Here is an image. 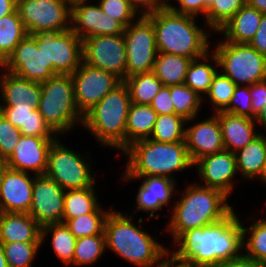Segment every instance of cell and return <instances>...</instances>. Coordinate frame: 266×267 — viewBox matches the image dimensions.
Listing matches in <instances>:
<instances>
[{
	"mask_svg": "<svg viewBox=\"0 0 266 267\" xmlns=\"http://www.w3.org/2000/svg\"><path fill=\"white\" fill-rule=\"evenodd\" d=\"M139 17L123 33L127 57L126 78L151 72L158 53L152 21L146 15Z\"/></svg>",
	"mask_w": 266,
	"mask_h": 267,
	"instance_id": "8fae6325",
	"label": "cell"
},
{
	"mask_svg": "<svg viewBox=\"0 0 266 267\" xmlns=\"http://www.w3.org/2000/svg\"><path fill=\"white\" fill-rule=\"evenodd\" d=\"M0 267H9L8 262L6 261L1 243H0Z\"/></svg>",
	"mask_w": 266,
	"mask_h": 267,
	"instance_id": "680465c9",
	"label": "cell"
},
{
	"mask_svg": "<svg viewBox=\"0 0 266 267\" xmlns=\"http://www.w3.org/2000/svg\"><path fill=\"white\" fill-rule=\"evenodd\" d=\"M250 96L252 97V119L255 120L266 102V79L250 85Z\"/></svg>",
	"mask_w": 266,
	"mask_h": 267,
	"instance_id": "681fc988",
	"label": "cell"
},
{
	"mask_svg": "<svg viewBox=\"0 0 266 267\" xmlns=\"http://www.w3.org/2000/svg\"><path fill=\"white\" fill-rule=\"evenodd\" d=\"M237 171L244 179H260L266 159V134L260 133L235 153Z\"/></svg>",
	"mask_w": 266,
	"mask_h": 267,
	"instance_id": "83f0119b",
	"label": "cell"
},
{
	"mask_svg": "<svg viewBox=\"0 0 266 267\" xmlns=\"http://www.w3.org/2000/svg\"><path fill=\"white\" fill-rule=\"evenodd\" d=\"M249 44L266 56V14L262 15L259 28Z\"/></svg>",
	"mask_w": 266,
	"mask_h": 267,
	"instance_id": "816d5d0a",
	"label": "cell"
},
{
	"mask_svg": "<svg viewBox=\"0 0 266 267\" xmlns=\"http://www.w3.org/2000/svg\"><path fill=\"white\" fill-rule=\"evenodd\" d=\"M187 122L177 114L158 115L149 139L161 143L185 141Z\"/></svg>",
	"mask_w": 266,
	"mask_h": 267,
	"instance_id": "d590c367",
	"label": "cell"
},
{
	"mask_svg": "<svg viewBox=\"0 0 266 267\" xmlns=\"http://www.w3.org/2000/svg\"><path fill=\"white\" fill-rule=\"evenodd\" d=\"M89 155L83 156L70 150L57 138L48 152L45 175L56 181L64 190L84 189L95 186Z\"/></svg>",
	"mask_w": 266,
	"mask_h": 267,
	"instance_id": "9c48e42d",
	"label": "cell"
},
{
	"mask_svg": "<svg viewBox=\"0 0 266 267\" xmlns=\"http://www.w3.org/2000/svg\"><path fill=\"white\" fill-rule=\"evenodd\" d=\"M237 85L220 71L214 76L207 93L208 100L214 108V113L224 111L231 101L234 89Z\"/></svg>",
	"mask_w": 266,
	"mask_h": 267,
	"instance_id": "7bdbcfd3",
	"label": "cell"
},
{
	"mask_svg": "<svg viewBox=\"0 0 266 267\" xmlns=\"http://www.w3.org/2000/svg\"><path fill=\"white\" fill-rule=\"evenodd\" d=\"M170 94L175 114L182 116L188 123L190 121L194 122L204 99L185 83L170 86Z\"/></svg>",
	"mask_w": 266,
	"mask_h": 267,
	"instance_id": "74e56055",
	"label": "cell"
},
{
	"mask_svg": "<svg viewBox=\"0 0 266 267\" xmlns=\"http://www.w3.org/2000/svg\"><path fill=\"white\" fill-rule=\"evenodd\" d=\"M81 1L71 6V29L83 40L91 36L123 34L125 27L105 14L100 5Z\"/></svg>",
	"mask_w": 266,
	"mask_h": 267,
	"instance_id": "e0dca14e",
	"label": "cell"
},
{
	"mask_svg": "<svg viewBox=\"0 0 266 267\" xmlns=\"http://www.w3.org/2000/svg\"><path fill=\"white\" fill-rule=\"evenodd\" d=\"M40 88L39 113L58 136L74 129L78 123L83 125L84 116L75 103L71 75H55L41 82Z\"/></svg>",
	"mask_w": 266,
	"mask_h": 267,
	"instance_id": "52a82bcc",
	"label": "cell"
},
{
	"mask_svg": "<svg viewBox=\"0 0 266 267\" xmlns=\"http://www.w3.org/2000/svg\"><path fill=\"white\" fill-rule=\"evenodd\" d=\"M242 230L243 250L246 251L243 254L266 265V219L253 218V223L246 228L242 223ZM246 235L249 237L247 238Z\"/></svg>",
	"mask_w": 266,
	"mask_h": 267,
	"instance_id": "8d00e7d4",
	"label": "cell"
},
{
	"mask_svg": "<svg viewBox=\"0 0 266 267\" xmlns=\"http://www.w3.org/2000/svg\"><path fill=\"white\" fill-rule=\"evenodd\" d=\"M98 4L105 14L119 21L125 28L138 18L129 0H100Z\"/></svg>",
	"mask_w": 266,
	"mask_h": 267,
	"instance_id": "ee69618b",
	"label": "cell"
},
{
	"mask_svg": "<svg viewBox=\"0 0 266 267\" xmlns=\"http://www.w3.org/2000/svg\"><path fill=\"white\" fill-rule=\"evenodd\" d=\"M123 154L128 156L121 177L165 176L173 180L174 172L193 167L185 141L161 143L149 138L128 146Z\"/></svg>",
	"mask_w": 266,
	"mask_h": 267,
	"instance_id": "5b68a950",
	"label": "cell"
},
{
	"mask_svg": "<svg viewBox=\"0 0 266 267\" xmlns=\"http://www.w3.org/2000/svg\"><path fill=\"white\" fill-rule=\"evenodd\" d=\"M33 176L6 167L0 181V212L29 213L35 175Z\"/></svg>",
	"mask_w": 266,
	"mask_h": 267,
	"instance_id": "ffe728a7",
	"label": "cell"
},
{
	"mask_svg": "<svg viewBox=\"0 0 266 267\" xmlns=\"http://www.w3.org/2000/svg\"><path fill=\"white\" fill-rule=\"evenodd\" d=\"M170 256V257H169ZM169 257V258H166ZM164 259V260H163ZM157 267H200L188 262H183L175 258L171 253H167Z\"/></svg>",
	"mask_w": 266,
	"mask_h": 267,
	"instance_id": "db71d44e",
	"label": "cell"
},
{
	"mask_svg": "<svg viewBox=\"0 0 266 267\" xmlns=\"http://www.w3.org/2000/svg\"><path fill=\"white\" fill-rule=\"evenodd\" d=\"M133 217L111 210L104 225L106 248L138 267H157L169 249L133 224Z\"/></svg>",
	"mask_w": 266,
	"mask_h": 267,
	"instance_id": "3957f363",
	"label": "cell"
},
{
	"mask_svg": "<svg viewBox=\"0 0 266 267\" xmlns=\"http://www.w3.org/2000/svg\"><path fill=\"white\" fill-rule=\"evenodd\" d=\"M42 242L41 226L29 213L0 212V243Z\"/></svg>",
	"mask_w": 266,
	"mask_h": 267,
	"instance_id": "d4e9b609",
	"label": "cell"
},
{
	"mask_svg": "<svg viewBox=\"0 0 266 267\" xmlns=\"http://www.w3.org/2000/svg\"><path fill=\"white\" fill-rule=\"evenodd\" d=\"M233 210L227 217L208 226L183 232L170 250L180 261L200 267H216L243 254L242 221Z\"/></svg>",
	"mask_w": 266,
	"mask_h": 267,
	"instance_id": "6da1fadb",
	"label": "cell"
},
{
	"mask_svg": "<svg viewBox=\"0 0 266 267\" xmlns=\"http://www.w3.org/2000/svg\"><path fill=\"white\" fill-rule=\"evenodd\" d=\"M131 103L128 88L122 82L84 115L82 126L103 146L123 152L126 149V123Z\"/></svg>",
	"mask_w": 266,
	"mask_h": 267,
	"instance_id": "8992f818",
	"label": "cell"
},
{
	"mask_svg": "<svg viewBox=\"0 0 266 267\" xmlns=\"http://www.w3.org/2000/svg\"><path fill=\"white\" fill-rule=\"evenodd\" d=\"M9 267H32L42 242L1 243Z\"/></svg>",
	"mask_w": 266,
	"mask_h": 267,
	"instance_id": "60d3db41",
	"label": "cell"
},
{
	"mask_svg": "<svg viewBox=\"0 0 266 267\" xmlns=\"http://www.w3.org/2000/svg\"><path fill=\"white\" fill-rule=\"evenodd\" d=\"M259 181L264 182V184H266V159H265V165L263 168V172H262V175H261V178L259 179Z\"/></svg>",
	"mask_w": 266,
	"mask_h": 267,
	"instance_id": "6125c7cd",
	"label": "cell"
},
{
	"mask_svg": "<svg viewBox=\"0 0 266 267\" xmlns=\"http://www.w3.org/2000/svg\"><path fill=\"white\" fill-rule=\"evenodd\" d=\"M95 194L94 186L65 190L63 223L80 215L93 213L101 204Z\"/></svg>",
	"mask_w": 266,
	"mask_h": 267,
	"instance_id": "836d02e7",
	"label": "cell"
},
{
	"mask_svg": "<svg viewBox=\"0 0 266 267\" xmlns=\"http://www.w3.org/2000/svg\"><path fill=\"white\" fill-rule=\"evenodd\" d=\"M129 2L139 15L154 13L167 5V0H129Z\"/></svg>",
	"mask_w": 266,
	"mask_h": 267,
	"instance_id": "f907efd6",
	"label": "cell"
},
{
	"mask_svg": "<svg viewBox=\"0 0 266 267\" xmlns=\"http://www.w3.org/2000/svg\"><path fill=\"white\" fill-rule=\"evenodd\" d=\"M27 34L17 9L0 18V66Z\"/></svg>",
	"mask_w": 266,
	"mask_h": 267,
	"instance_id": "d6a6232c",
	"label": "cell"
},
{
	"mask_svg": "<svg viewBox=\"0 0 266 267\" xmlns=\"http://www.w3.org/2000/svg\"><path fill=\"white\" fill-rule=\"evenodd\" d=\"M71 77L74 83L75 103L83 116L123 82L113 73L88 65L83 61Z\"/></svg>",
	"mask_w": 266,
	"mask_h": 267,
	"instance_id": "5bb4252c",
	"label": "cell"
},
{
	"mask_svg": "<svg viewBox=\"0 0 266 267\" xmlns=\"http://www.w3.org/2000/svg\"><path fill=\"white\" fill-rule=\"evenodd\" d=\"M216 267H266V265L242 254L231 260L223 261Z\"/></svg>",
	"mask_w": 266,
	"mask_h": 267,
	"instance_id": "f5cc1de1",
	"label": "cell"
},
{
	"mask_svg": "<svg viewBox=\"0 0 266 267\" xmlns=\"http://www.w3.org/2000/svg\"><path fill=\"white\" fill-rule=\"evenodd\" d=\"M228 196L217 189L191 184L175 201L167 231L173 242L185 231L208 226L227 217L233 210Z\"/></svg>",
	"mask_w": 266,
	"mask_h": 267,
	"instance_id": "7a4b0ae2",
	"label": "cell"
},
{
	"mask_svg": "<svg viewBox=\"0 0 266 267\" xmlns=\"http://www.w3.org/2000/svg\"><path fill=\"white\" fill-rule=\"evenodd\" d=\"M214 0H204V17L206 16L207 9L213 4Z\"/></svg>",
	"mask_w": 266,
	"mask_h": 267,
	"instance_id": "91938a15",
	"label": "cell"
},
{
	"mask_svg": "<svg viewBox=\"0 0 266 267\" xmlns=\"http://www.w3.org/2000/svg\"><path fill=\"white\" fill-rule=\"evenodd\" d=\"M17 9V0H0V18L13 13Z\"/></svg>",
	"mask_w": 266,
	"mask_h": 267,
	"instance_id": "11a10c76",
	"label": "cell"
},
{
	"mask_svg": "<svg viewBox=\"0 0 266 267\" xmlns=\"http://www.w3.org/2000/svg\"><path fill=\"white\" fill-rule=\"evenodd\" d=\"M51 235V247L54 254L63 264L73 266L75 243L77 238L70 232L64 223L48 224L41 227L42 244Z\"/></svg>",
	"mask_w": 266,
	"mask_h": 267,
	"instance_id": "1f68e13d",
	"label": "cell"
},
{
	"mask_svg": "<svg viewBox=\"0 0 266 267\" xmlns=\"http://www.w3.org/2000/svg\"><path fill=\"white\" fill-rule=\"evenodd\" d=\"M144 179L136 195V210L150 212L149 218L159 217L156 213L162 210L163 206L169 205V201L176 195V181L165 176H146V177H122L124 181ZM175 191V192H174Z\"/></svg>",
	"mask_w": 266,
	"mask_h": 267,
	"instance_id": "7402d4cb",
	"label": "cell"
},
{
	"mask_svg": "<svg viewBox=\"0 0 266 267\" xmlns=\"http://www.w3.org/2000/svg\"><path fill=\"white\" fill-rule=\"evenodd\" d=\"M21 136L20 129L0 112V159L6 161L12 155Z\"/></svg>",
	"mask_w": 266,
	"mask_h": 267,
	"instance_id": "f6af8a7d",
	"label": "cell"
},
{
	"mask_svg": "<svg viewBox=\"0 0 266 267\" xmlns=\"http://www.w3.org/2000/svg\"><path fill=\"white\" fill-rule=\"evenodd\" d=\"M150 106L158 115L174 114L175 109L170 94V86H162L159 92L153 98Z\"/></svg>",
	"mask_w": 266,
	"mask_h": 267,
	"instance_id": "7dc6e473",
	"label": "cell"
},
{
	"mask_svg": "<svg viewBox=\"0 0 266 267\" xmlns=\"http://www.w3.org/2000/svg\"><path fill=\"white\" fill-rule=\"evenodd\" d=\"M65 190L50 177L35 175L29 215L43 227L63 223Z\"/></svg>",
	"mask_w": 266,
	"mask_h": 267,
	"instance_id": "2e32d148",
	"label": "cell"
},
{
	"mask_svg": "<svg viewBox=\"0 0 266 267\" xmlns=\"http://www.w3.org/2000/svg\"><path fill=\"white\" fill-rule=\"evenodd\" d=\"M0 112L16 127L22 135L36 137H58L45 122L38 108L28 105H0Z\"/></svg>",
	"mask_w": 266,
	"mask_h": 267,
	"instance_id": "484cf974",
	"label": "cell"
},
{
	"mask_svg": "<svg viewBox=\"0 0 266 267\" xmlns=\"http://www.w3.org/2000/svg\"><path fill=\"white\" fill-rule=\"evenodd\" d=\"M105 250V235L78 238L75 243L73 265L77 267L94 264L105 253Z\"/></svg>",
	"mask_w": 266,
	"mask_h": 267,
	"instance_id": "ab89813d",
	"label": "cell"
},
{
	"mask_svg": "<svg viewBox=\"0 0 266 267\" xmlns=\"http://www.w3.org/2000/svg\"><path fill=\"white\" fill-rule=\"evenodd\" d=\"M0 105H32L39 107L41 98L40 83L3 71L0 78Z\"/></svg>",
	"mask_w": 266,
	"mask_h": 267,
	"instance_id": "cb8c5ba5",
	"label": "cell"
},
{
	"mask_svg": "<svg viewBox=\"0 0 266 267\" xmlns=\"http://www.w3.org/2000/svg\"><path fill=\"white\" fill-rule=\"evenodd\" d=\"M188 155L194 164L200 158L225 150L221 125L214 114L185 128Z\"/></svg>",
	"mask_w": 266,
	"mask_h": 267,
	"instance_id": "44dd1931",
	"label": "cell"
},
{
	"mask_svg": "<svg viewBox=\"0 0 266 267\" xmlns=\"http://www.w3.org/2000/svg\"><path fill=\"white\" fill-rule=\"evenodd\" d=\"M157 117L150 105L131 103L126 123V148L133 142L150 138Z\"/></svg>",
	"mask_w": 266,
	"mask_h": 267,
	"instance_id": "f1b7e54d",
	"label": "cell"
},
{
	"mask_svg": "<svg viewBox=\"0 0 266 267\" xmlns=\"http://www.w3.org/2000/svg\"><path fill=\"white\" fill-rule=\"evenodd\" d=\"M193 166H196L198 175L205 183L201 184L202 186L220 190L230 197L233 188L236 187L233 178L238 174L235 153L224 150L206 155Z\"/></svg>",
	"mask_w": 266,
	"mask_h": 267,
	"instance_id": "ac0fdd59",
	"label": "cell"
},
{
	"mask_svg": "<svg viewBox=\"0 0 266 267\" xmlns=\"http://www.w3.org/2000/svg\"><path fill=\"white\" fill-rule=\"evenodd\" d=\"M211 53L207 52L203 57L194 59L190 62L184 82L202 98H204V94L206 95L208 93L212 80L218 72L216 68L219 66L217 57L212 51ZM209 58H212L216 65L215 67L210 64L211 59Z\"/></svg>",
	"mask_w": 266,
	"mask_h": 267,
	"instance_id": "4dcf8cb0",
	"label": "cell"
},
{
	"mask_svg": "<svg viewBox=\"0 0 266 267\" xmlns=\"http://www.w3.org/2000/svg\"><path fill=\"white\" fill-rule=\"evenodd\" d=\"M111 210H103L99 206L93 213L69 219L65 224L77 239L92 235H105L104 225Z\"/></svg>",
	"mask_w": 266,
	"mask_h": 267,
	"instance_id": "f35d334b",
	"label": "cell"
},
{
	"mask_svg": "<svg viewBox=\"0 0 266 267\" xmlns=\"http://www.w3.org/2000/svg\"><path fill=\"white\" fill-rule=\"evenodd\" d=\"M132 103L150 105L161 89L162 82L151 71L136 74L123 80Z\"/></svg>",
	"mask_w": 266,
	"mask_h": 267,
	"instance_id": "e575fe53",
	"label": "cell"
},
{
	"mask_svg": "<svg viewBox=\"0 0 266 267\" xmlns=\"http://www.w3.org/2000/svg\"><path fill=\"white\" fill-rule=\"evenodd\" d=\"M6 167H7L6 161L3 159H0V181H1L2 173L6 169Z\"/></svg>",
	"mask_w": 266,
	"mask_h": 267,
	"instance_id": "94428289",
	"label": "cell"
},
{
	"mask_svg": "<svg viewBox=\"0 0 266 267\" xmlns=\"http://www.w3.org/2000/svg\"><path fill=\"white\" fill-rule=\"evenodd\" d=\"M58 137L22 135L12 155L6 160L7 167L33 175H43L47 169L48 152Z\"/></svg>",
	"mask_w": 266,
	"mask_h": 267,
	"instance_id": "d6986e66",
	"label": "cell"
},
{
	"mask_svg": "<svg viewBox=\"0 0 266 267\" xmlns=\"http://www.w3.org/2000/svg\"><path fill=\"white\" fill-rule=\"evenodd\" d=\"M215 114L220 122L225 150L236 153L257 137V124L254 119L237 116L224 111Z\"/></svg>",
	"mask_w": 266,
	"mask_h": 267,
	"instance_id": "603a6c76",
	"label": "cell"
},
{
	"mask_svg": "<svg viewBox=\"0 0 266 267\" xmlns=\"http://www.w3.org/2000/svg\"><path fill=\"white\" fill-rule=\"evenodd\" d=\"M32 36L42 45L46 64H51L55 75H71L82 63V40L71 28Z\"/></svg>",
	"mask_w": 266,
	"mask_h": 267,
	"instance_id": "7c38bea8",
	"label": "cell"
},
{
	"mask_svg": "<svg viewBox=\"0 0 266 267\" xmlns=\"http://www.w3.org/2000/svg\"><path fill=\"white\" fill-rule=\"evenodd\" d=\"M251 102L252 97L250 96V86L237 85L234 89L229 106L224 112L252 119Z\"/></svg>",
	"mask_w": 266,
	"mask_h": 267,
	"instance_id": "bcb514c9",
	"label": "cell"
},
{
	"mask_svg": "<svg viewBox=\"0 0 266 267\" xmlns=\"http://www.w3.org/2000/svg\"><path fill=\"white\" fill-rule=\"evenodd\" d=\"M0 68L38 83L55 76L51 64H46L42 45L30 34L20 41Z\"/></svg>",
	"mask_w": 266,
	"mask_h": 267,
	"instance_id": "9a60e30c",
	"label": "cell"
},
{
	"mask_svg": "<svg viewBox=\"0 0 266 267\" xmlns=\"http://www.w3.org/2000/svg\"><path fill=\"white\" fill-rule=\"evenodd\" d=\"M17 11L30 35L71 28V6L64 0H17Z\"/></svg>",
	"mask_w": 266,
	"mask_h": 267,
	"instance_id": "30bf717a",
	"label": "cell"
},
{
	"mask_svg": "<svg viewBox=\"0 0 266 267\" xmlns=\"http://www.w3.org/2000/svg\"><path fill=\"white\" fill-rule=\"evenodd\" d=\"M212 45L221 73L236 85L250 86L266 79V56L249 43H232L223 39L216 46Z\"/></svg>",
	"mask_w": 266,
	"mask_h": 267,
	"instance_id": "ba28073f",
	"label": "cell"
},
{
	"mask_svg": "<svg viewBox=\"0 0 266 267\" xmlns=\"http://www.w3.org/2000/svg\"><path fill=\"white\" fill-rule=\"evenodd\" d=\"M255 122L257 124H262L263 127H265L266 130V102L261 110V112L255 117Z\"/></svg>",
	"mask_w": 266,
	"mask_h": 267,
	"instance_id": "6f0895ef",
	"label": "cell"
},
{
	"mask_svg": "<svg viewBox=\"0 0 266 267\" xmlns=\"http://www.w3.org/2000/svg\"><path fill=\"white\" fill-rule=\"evenodd\" d=\"M179 8H176L170 3V0H167V7L176 13L199 16L200 14L204 15V0H177Z\"/></svg>",
	"mask_w": 266,
	"mask_h": 267,
	"instance_id": "c3c4849f",
	"label": "cell"
},
{
	"mask_svg": "<svg viewBox=\"0 0 266 267\" xmlns=\"http://www.w3.org/2000/svg\"><path fill=\"white\" fill-rule=\"evenodd\" d=\"M191 61L183 56L158 52L152 72L163 86L183 84Z\"/></svg>",
	"mask_w": 266,
	"mask_h": 267,
	"instance_id": "f546056e",
	"label": "cell"
},
{
	"mask_svg": "<svg viewBox=\"0 0 266 267\" xmlns=\"http://www.w3.org/2000/svg\"><path fill=\"white\" fill-rule=\"evenodd\" d=\"M146 16L152 21L158 52L194 60L210 51V35L197 26L195 16L176 13L167 6Z\"/></svg>",
	"mask_w": 266,
	"mask_h": 267,
	"instance_id": "277c9868",
	"label": "cell"
},
{
	"mask_svg": "<svg viewBox=\"0 0 266 267\" xmlns=\"http://www.w3.org/2000/svg\"><path fill=\"white\" fill-rule=\"evenodd\" d=\"M246 3L257 9L260 13L266 14V0H246Z\"/></svg>",
	"mask_w": 266,
	"mask_h": 267,
	"instance_id": "9f6ffc18",
	"label": "cell"
},
{
	"mask_svg": "<svg viewBox=\"0 0 266 267\" xmlns=\"http://www.w3.org/2000/svg\"><path fill=\"white\" fill-rule=\"evenodd\" d=\"M245 4L246 0H214L204 17L206 26L217 32Z\"/></svg>",
	"mask_w": 266,
	"mask_h": 267,
	"instance_id": "b9f144b4",
	"label": "cell"
},
{
	"mask_svg": "<svg viewBox=\"0 0 266 267\" xmlns=\"http://www.w3.org/2000/svg\"><path fill=\"white\" fill-rule=\"evenodd\" d=\"M83 62L126 79V47L123 34L91 36L82 40Z\"/></svg>",
	"mask_w": 266,
	"mask_h": 267,
	"instance_id": "4fadbf2b",
	"label": "cell"
},
{
	"mask_svg": "<svg viewBox=\"0 0 266 267\" xmlns=\"http://www.w3.org/2000/svg\"><path fill=\"white\" fill-rule=\"evenodd\" d=\"M262 13L246 3L218 31L224 34V40L232 43H250L256 34Z\"/></svg>",
	"mask_w": 266,
	"mask_h": 267,
	"instance_id": "4316f807",
	"label": "cell"
},
{
	"mask_svg": "<svg viewBox=\"0 0 266 267\" xmlns=\"http://www.w3.org/2000/svg\"><path fill=\"white\" fill-rule=\"evenodd\" d=\"M65 2H67L70 6L79 3L81 1H86V0H64Z\"/></svg>",
	"mask_w": 266,
	"mask_h": 267,
	"instance_id": "be15d7a7",
	"label": "cell"
}]
</instances>
